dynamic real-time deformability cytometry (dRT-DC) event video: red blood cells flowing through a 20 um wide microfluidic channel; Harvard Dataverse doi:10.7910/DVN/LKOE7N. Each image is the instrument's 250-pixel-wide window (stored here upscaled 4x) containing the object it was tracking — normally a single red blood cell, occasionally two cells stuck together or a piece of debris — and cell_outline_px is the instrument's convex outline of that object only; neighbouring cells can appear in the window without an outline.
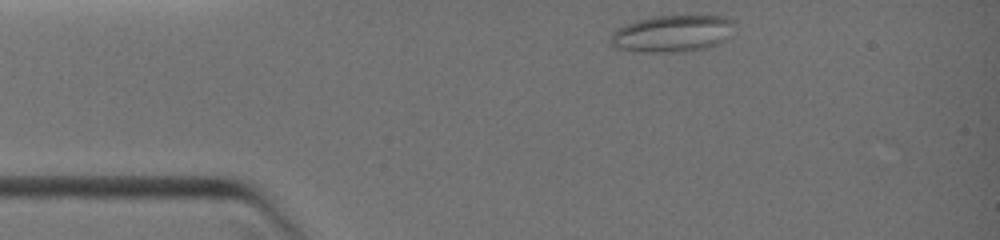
{"species": "common noctule bat (a hibernating species)", "species_latin": "Nyctalus noctula", "temperature_condition": "warm", "stored_images_in_passage": 11, "camera_frame_rate_fps": 3000, "um_per_image_px": 0.085, "animal": {"sex": "female", "body_mass_g": 19.0, "forearm_length_mm": 51.5}, "frame": {"image": 1, "passage_image": 1, "time_ms": 0.0, "image_size_px": [1000, 240], "cell_outline_px": [[736, 20], [724, 40], [708, 48], [684, 52], [636, 52], [616, 48], [608, 40], [612, 32], [628, 24], [652, 16], [724, 16]], "centroid_in_image_um": [57.13, 2.87], "position_along_channel_um": 27.9, "area_um2": 26.53}}
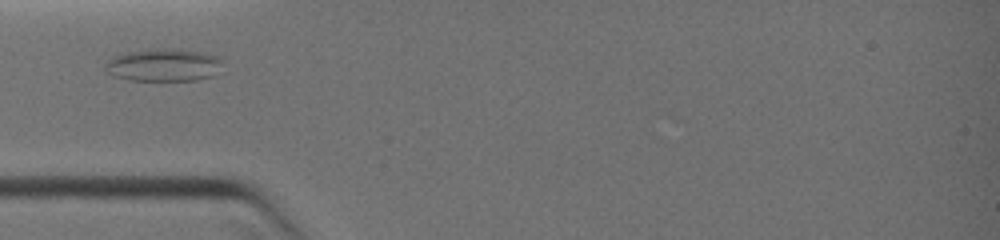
{"frame": {"image": 2, "passage_image": 7, "time_ms": 2.0, "image_size_px": [1000, 240], "cell_outline_px": [[224, 60], [212, 76], [196, 80], [128, 80], [116, 76], [108, 72], [104, 68], [108, 60], [112, 56], [124, 52], [176, 48], [204, 52], [216, 56]], "centroid_in_image_um": [13.9, 5.52], "position_along_channel_um": 71.1, "area_um2": 22.14}}
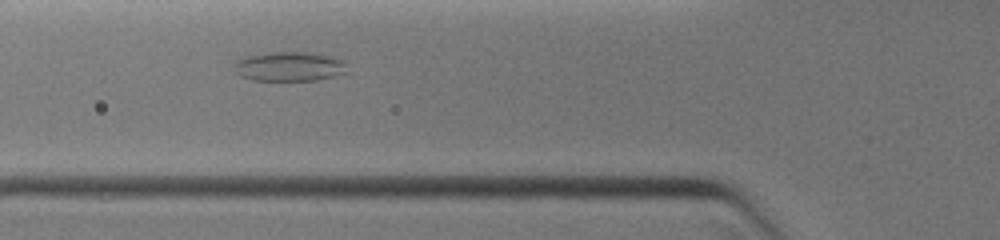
{"frame": {"image": 3, "passage_image": 9, "time_ms": 2.667, "image_size_px": [1000, 240], "cell_outline_px": [[348, 72], [336, 76], [316, 80], [252, 80], [240, 76], [236, 72], [236, 60], [248, 56], [268, 52], [320, 52], [332, 56], [340, 60], [344, 64]], "centroid_in_image_um": [24.63, 5.64], "position_along_channel_um": 101.2, "area_um2": 19.42}}